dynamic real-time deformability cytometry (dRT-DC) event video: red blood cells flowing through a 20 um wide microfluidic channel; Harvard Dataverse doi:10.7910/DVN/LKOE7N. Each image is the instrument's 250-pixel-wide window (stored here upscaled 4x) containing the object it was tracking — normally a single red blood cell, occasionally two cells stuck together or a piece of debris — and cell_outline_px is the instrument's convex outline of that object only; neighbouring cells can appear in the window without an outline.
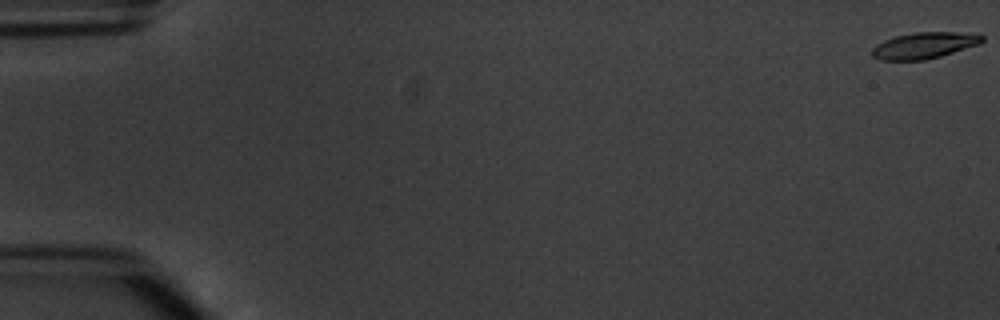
{"species": "common noctule bat (a hibernating species)", "species_latin": "Nyctalus noctula", "temperature_condition": "warm", "stored_images_in_passage": 7, "camera_frame_rate_fps": 3000, "um_per_image_px": 0.085, "animal": {"sex": "male", "body_mass_g": 20.1, "forearm_length_mm": 53.5}, "frame": {"image": 1, "passage_image": 1, "time_ms": 0.0, "image_size_px": [1000, 320], "cell_outline_px": [[984, 40], [980, 44], [940, 56], [924, 60], [880, 60], [872, 56], [872, 48], [876, 44], [884, 40], [896, 36], [916, 32], [980, 32], [984, 36]], "centroid_in_image_um": [78.61, 3.84], "position_along_channel_um": 6.4, "area_um2": 17.05}}
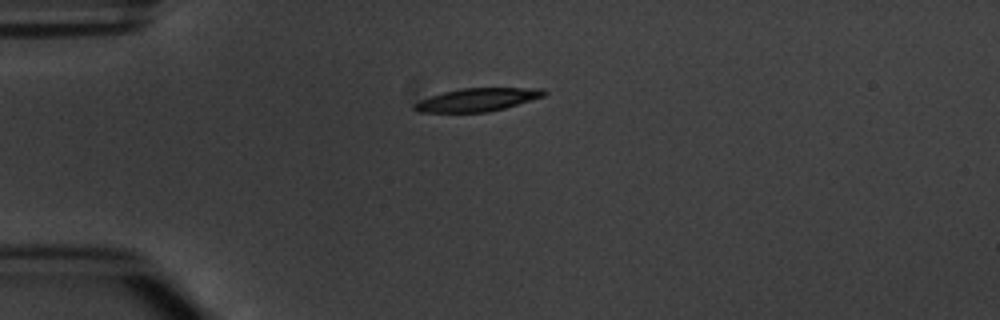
{"frame": {"image": 2, "passage_image": 5, "time_ms": 4.667, "image_size_px": [1000, 320], "cell_outline_px": [[548, 92], [544, 96], [504, 108], [488, 112], [420, 112], [412, 108], [412, 104], [420, 100], [444, 92], [460, 88], [544, 88]], "centroid_in_image_um": [40.58, 8.47], "position_along_channel_um": 44.4, "area_um2": 17.34}}